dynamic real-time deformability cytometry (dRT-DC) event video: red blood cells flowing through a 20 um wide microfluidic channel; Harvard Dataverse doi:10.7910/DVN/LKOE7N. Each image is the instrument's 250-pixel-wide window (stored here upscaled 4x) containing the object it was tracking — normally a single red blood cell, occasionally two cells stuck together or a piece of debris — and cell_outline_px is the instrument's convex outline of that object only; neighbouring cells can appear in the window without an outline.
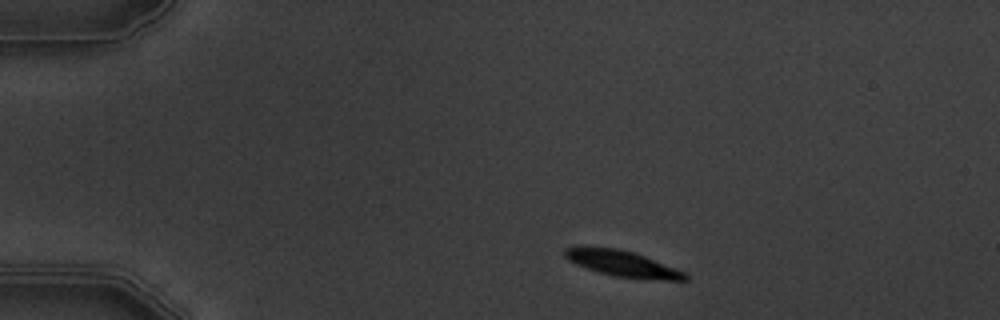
{"species": "common noctule bat (a hibernating species)", "species_latin": "Nyctalus noctula", "temperature_condition": "warm", "stored_images_in_passage": 3, "camera_frame_rate_fps": 3000, "um_per_image_px": 0.085, "animal": {"sex": "male", "body_mass_g": 19.5, "forearm_length_mm": 54.6}, "frame": {"image": 1, "passage_image": 1, "time_ms": 0.0, "image_size_px": [1000, 320], "cell_outline_px": [[688, 280], [644, 280], [612, 276], [576, 264], [568, 260], [564, 256], [564, 248], [620, 248], [644, 256], [676, 268], [684, 272], [688, 276]], "centroid_in_image_um": [52.98, 22.45], "position_along_channel_um": 32.0, "area_um2": 17.98}}